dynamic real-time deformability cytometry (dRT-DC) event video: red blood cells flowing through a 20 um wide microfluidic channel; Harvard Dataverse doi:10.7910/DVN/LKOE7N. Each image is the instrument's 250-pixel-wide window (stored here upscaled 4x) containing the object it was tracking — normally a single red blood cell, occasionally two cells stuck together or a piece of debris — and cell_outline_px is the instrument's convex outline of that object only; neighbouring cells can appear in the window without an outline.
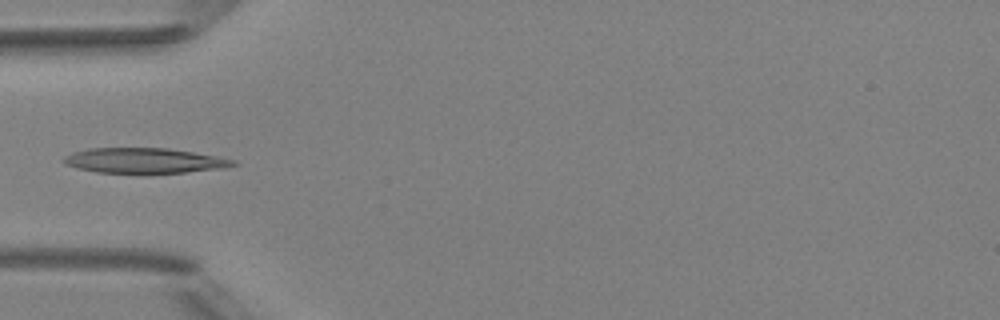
{"species": "Egyptian fruit bat (a non-hibernating species)", "species_latin": "Rousettus aegyptiacus", "temperature_condition": "room temperature", "stored_images_in_passage": 4, "camera_frame_rate_fps": 3000, "um_per_image_px": 0.085, "animal": {"sex": "female"}, "frame": {"image": 1, "passage_image": 4, "time_ms": 3.333, "image_size_px": [1000, 320], "cell_outline_px": [[240, 164], [224, 168], [184, 172], [96, 172], [76, 168], [64, 164], [60, 160], [64, 156], [72, 152], [88, 148], [168, 148], [216, 156], [236, 160]], "centroid_in_image_um": [12.23, 13.64], "position_along_channel_um": 72.8, "area_um2": 24.74}}